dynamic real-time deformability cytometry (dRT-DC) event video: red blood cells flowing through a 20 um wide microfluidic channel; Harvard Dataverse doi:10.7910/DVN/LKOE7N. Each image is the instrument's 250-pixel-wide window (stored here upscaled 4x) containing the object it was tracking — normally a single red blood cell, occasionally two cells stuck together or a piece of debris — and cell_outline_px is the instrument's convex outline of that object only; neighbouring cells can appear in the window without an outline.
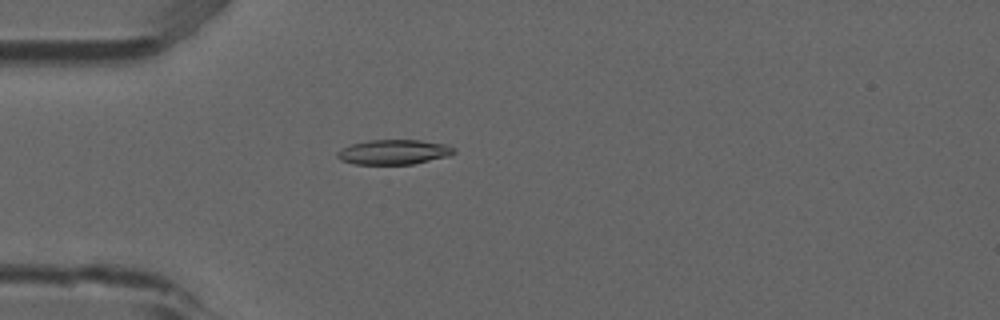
{"species": "common noctule bat (a hibernating species)", "species_latin": "Nyctalus noctula", "temperature_condition": "room temperature", "stored_images_in_passage": 4, "camera_frame_rate_fps": 3000, "um_per_image_px": 0.085, "animal": {"sex": "male", "forearm_length_mm": 52.5}, "frame": {"image": 1, "passage_image": 4, "time_ms": 1.0, "image_size_px": [1000, 320], "cell_outline_px": [[456, 152], [448, 156], [412, 164], [356, 164], [340, 160], [336, 156], [336, 152], [352, 144], [368, 140], [420, 140], [448, 144], [456, 148]], "centroid_in_image_um": [33.5, 12.92], "position_along_channel_um": 51.5, "area_um2": 16.88}}